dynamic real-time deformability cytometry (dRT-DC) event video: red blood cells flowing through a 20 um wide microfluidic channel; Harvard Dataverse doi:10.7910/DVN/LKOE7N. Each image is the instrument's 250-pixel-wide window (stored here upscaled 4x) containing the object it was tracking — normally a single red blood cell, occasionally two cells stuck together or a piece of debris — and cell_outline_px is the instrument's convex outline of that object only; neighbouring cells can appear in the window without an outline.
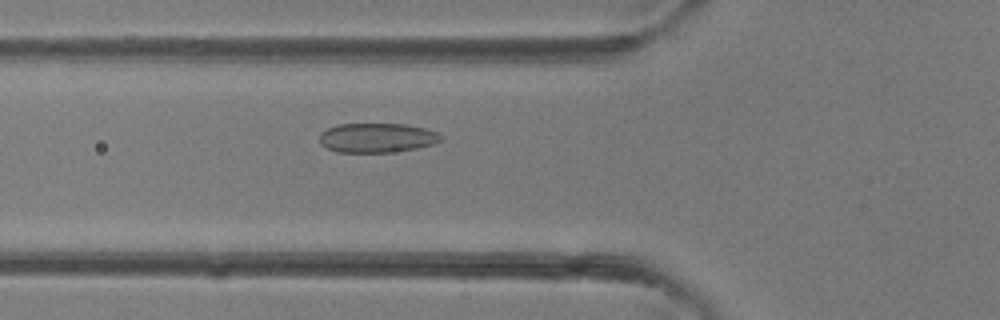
{"species": "common noctule bat (a hibernating species)", "species_latin": "Nyctalus noctula", "temperature_condition": "room temperature", "stored_images_in_passage": 37, "camera_frame_rate_fps": 3000, "um_per_image_px": 0.085, "animal": {"sex": "female"}, "frame": {"image": 1, "passage_image": 15, "time_ms": 4.667, "image_size_px": [1000, 320], "cell_outline_px": [[444, 140], [436, 144], [416, 148], [392, 152], [336, 152], [320, 144], [320, 132], [336, 124], [408, 124], [424, 128], [436, 132], [444, 136]], "centroid_in_image_um": [32.08, 11.71], "position_along_channel_um": 93.7, "area_um2": 21.04}}
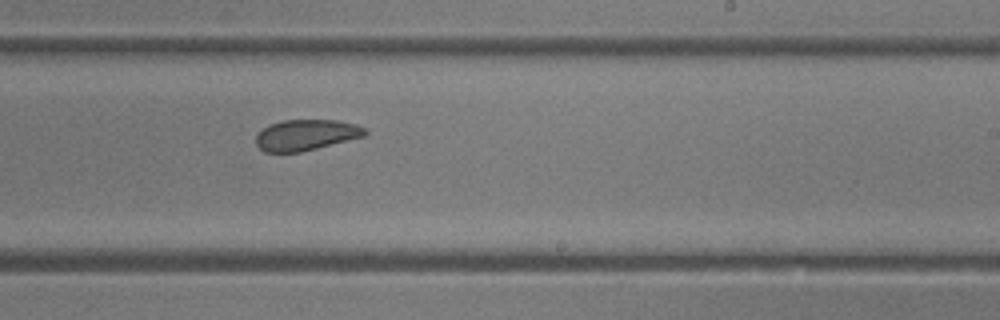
{"frame": {"image": 2, "passage_image": 25, "time_ms": 8.0, "image_size_px": [1000, 320], "cell_outline_px": [[368, 132], [364, 136], [300, 152], [264, 152], [256, 144], [256, 136], [268, 124], [284, 120], [336, 120], [356, 124], [364, 128]], "centroid_in_image_um": [26.0, 11.46], "position_along_channel_um": 263.0, "area_um2": 19.42}}
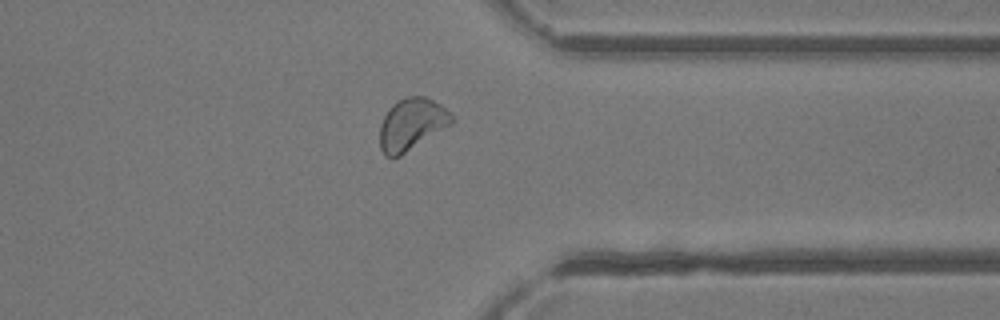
{"frame": {"image": 3, "passage_image": 32, "time_ms": 10.333, "image_size_px": [1000, 320], "cell_outline_px": [[456, 120], [452, 124], [400, 156], [392, 160], [384, 156], [380, 148], [380, 124], [384, 116], [392, 104], [408, 96], [424, 96], [440, 104]], "centroid_in_image_um": [34.97, 10.6], "position_along_channel_um": 376.4, "area_um2": 21.79}}